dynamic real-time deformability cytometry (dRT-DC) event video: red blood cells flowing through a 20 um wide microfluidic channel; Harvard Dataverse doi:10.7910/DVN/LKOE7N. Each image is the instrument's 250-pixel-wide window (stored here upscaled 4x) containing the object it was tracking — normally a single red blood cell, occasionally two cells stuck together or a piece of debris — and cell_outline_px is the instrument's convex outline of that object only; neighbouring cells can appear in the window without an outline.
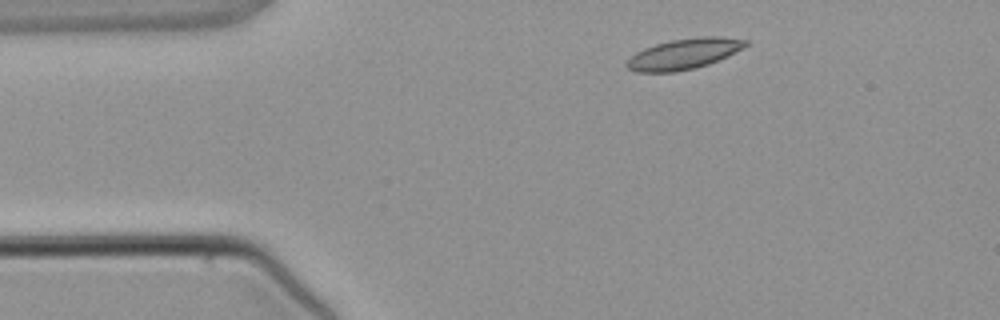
{"species": "common noctule bat (a hibernating species)", "species_latin": "Nyctalus noctula", "temperature_condition": "warm", "stored_images_in_passage": 2, "camera_frame_rate_fps": 3000, "um_per_image_px": 0.085, "animal": {"sex": "male", "body_mass_g": 21.5, "forearm_length_mm": 52.0}, "frame": {"image": 1, "passage_image": 1, "time_ms": 0.0, "image_size_px": [1000, 320], "cell_outline_px": [[748, 44], [708, 64], [696, 68], [676, 72], [636, 72], [628, 68], [624, 64], [636, 52], [644, 48], [656, 44], [672, 40], [704, 36], [712, 36], [748, 40]], "centroid_in_image_um": [58.05, 4.59], "position_along_channel_um": 26.9, "area_um2": 20.69}}